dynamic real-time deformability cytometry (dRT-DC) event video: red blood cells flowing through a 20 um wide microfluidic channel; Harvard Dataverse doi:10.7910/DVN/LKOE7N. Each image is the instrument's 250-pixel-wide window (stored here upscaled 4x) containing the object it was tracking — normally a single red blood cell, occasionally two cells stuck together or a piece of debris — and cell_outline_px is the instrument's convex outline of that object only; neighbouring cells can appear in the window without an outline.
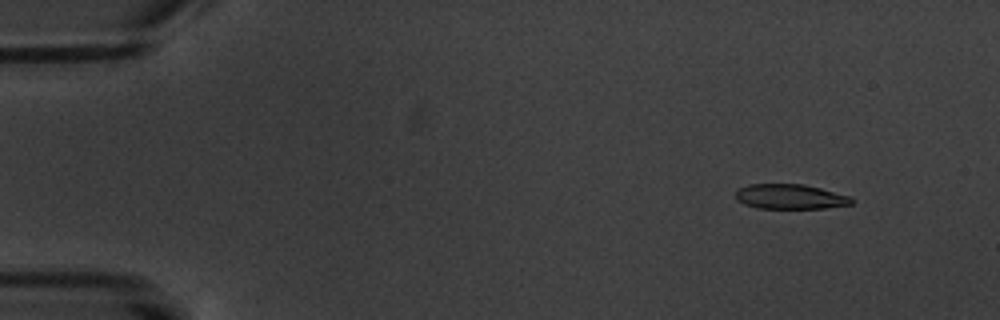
{"species": "common noctule bat (a hibernating species)", "species_latin": "Nyctalus noctula", "temperature_condition": "warm", "stored_images_in_passage": 5, "camera_frame_rate_fps": 3000, "um_per_image_px": 0.085, "animal": {"sex": "male", "body_mass_g": 20.1, "forearm_length_mm": 53.5}, "frame": {"image": 1, "passage_image": 2, "time_ms": 1.0, "image_size_px": [1000, 320], "cell_outline_px": [[856, 200], [852, 204], [824, 208], [756, 208], [744, 204], [736, 200], [736, 192], [740, 188], [748, 184], [804, 184], [820, 188], [848, 196]], "centroid_in_image_um": [67.15, 16.72], "position_along_channel_um": 17.8, "area_um2": 16.76}}